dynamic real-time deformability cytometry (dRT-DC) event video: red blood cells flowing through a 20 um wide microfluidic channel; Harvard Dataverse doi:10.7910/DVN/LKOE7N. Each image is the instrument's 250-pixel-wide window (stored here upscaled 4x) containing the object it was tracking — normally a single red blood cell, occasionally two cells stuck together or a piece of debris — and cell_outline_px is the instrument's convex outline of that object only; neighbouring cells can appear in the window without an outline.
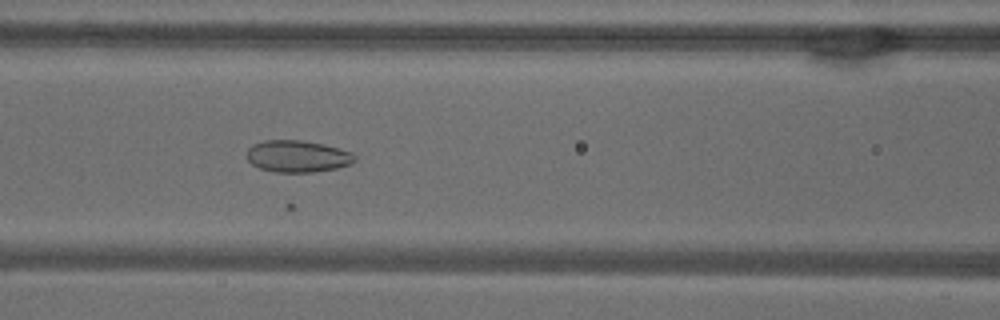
{"species": "common noctule bat (a hibernating species)", "species_latin": "Nyctalus noctula", "temperature_condition": "warm", "stored_images_in_passage": 16, "camera_frame_rate_fps": 3000, "um_per_image_px": 0.085, "animal": {"sex": "male", "body_mass_g": 18.8}, "frame": {"image": 1, "passage_image": 9, "time_ms": 2.667, "image_size_px": [1000, 320], "cell_outline_px": [[356, 160], [352, 164], [336, 168], [312, 172], [276, 172], [260, 168], [252, 164], [244, 156], [248, 148], [252, 144], [264, 140], [300, 140], [324, 144], [352, 152], [356, 156]], "centroid_in_image_um": [25.27, 13.28], "position_along_channel_um": 141.3, "area_um2": 20.23}}
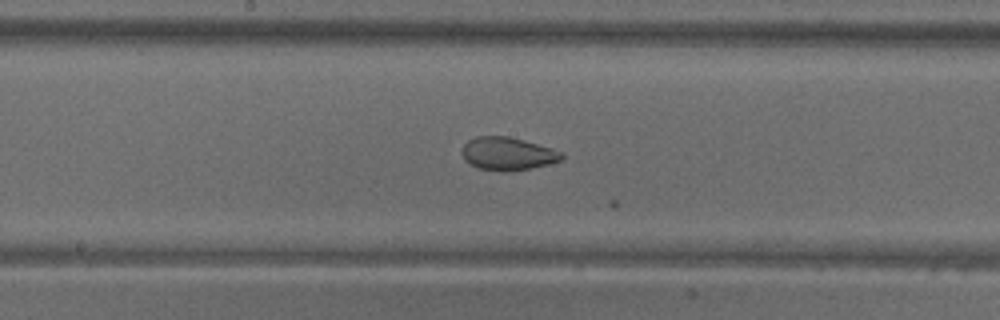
{"frame": {"image": 2, "passage_image": 14, "time_ms": 4.333, "image_size_px": [1000, 320], "cell_outline_px": [[564, 156], [560, 160], [548, 164], [528, 168], [504, 172], [480, 168], [464, 160], [460, 152], [464, 144], [468, 140], [476, 136], [508, 136], [524, 140], [552, 148], [564, 152]], "centroid_in_image_um": [43.13, 13.05], "position_along_channel_um": 205.1, "area_um2": 19.13}}